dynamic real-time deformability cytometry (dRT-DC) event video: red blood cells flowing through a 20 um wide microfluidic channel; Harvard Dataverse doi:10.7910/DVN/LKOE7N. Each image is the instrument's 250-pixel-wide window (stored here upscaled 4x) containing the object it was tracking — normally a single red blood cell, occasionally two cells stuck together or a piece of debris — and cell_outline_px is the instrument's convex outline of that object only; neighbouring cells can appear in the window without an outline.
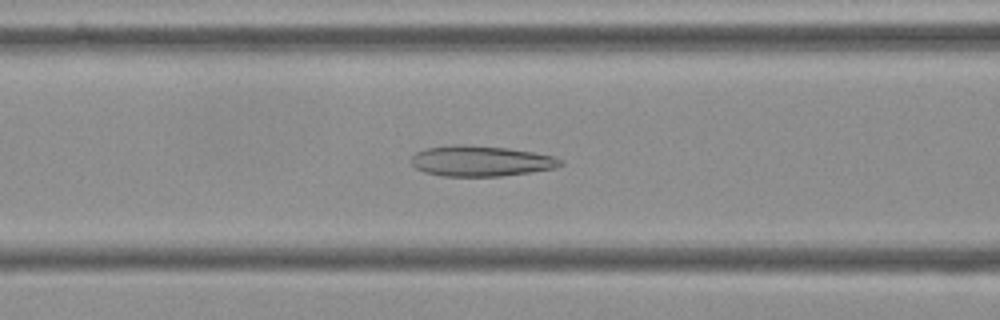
{"species": "Egyptian fruit bat (a non-hibernating species)", "species_latin": "Rousettus aegyptiacus", "temperature_condition": "cold", "stored_images_in_passage": 55, "camera_frame_rate_fps": 3000, "um_per_image_px": 0.085, "frame": {"image": 1, "passage_image": 22, "time_ms": 7.0, "image_size_px": [1000, 320], "cell_outline_px": [[564, 164], [556, 168], [500, 176], [444, 176], [424, 172], [416, 168], [408, 160], [416, 152], [424, 148], [452, 144], [464, 144], [508, 148], [556, 156], [564, 160]], "centroid_in_image_um": [40.86, 13.67], "position_along_channel_um": 125.7, "area_um2": 26.88}}
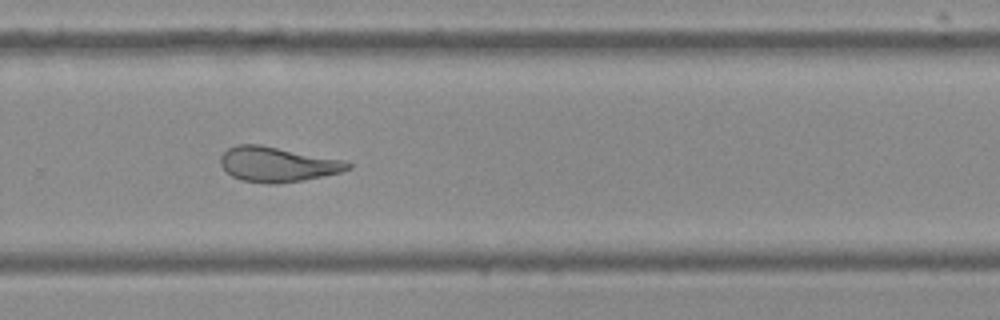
{"frame": {"image": 2, "passage_image": 37, "time_ms": 12.0, "image_size_px": [1000, 320], "cell_outline_px": [[352, 168], [340, 172], [300, 180], [276, 184], [264, 184], [240, 180], [232, 176], [220, 164], [220, 156], [228, 148], [236, 144], [260, 144], [344, 160], [352, 164]], "centroid_in_image_um": [23.55, 13.96], "position_along_channel_um": 306.3, "area_um2": 25.89}}
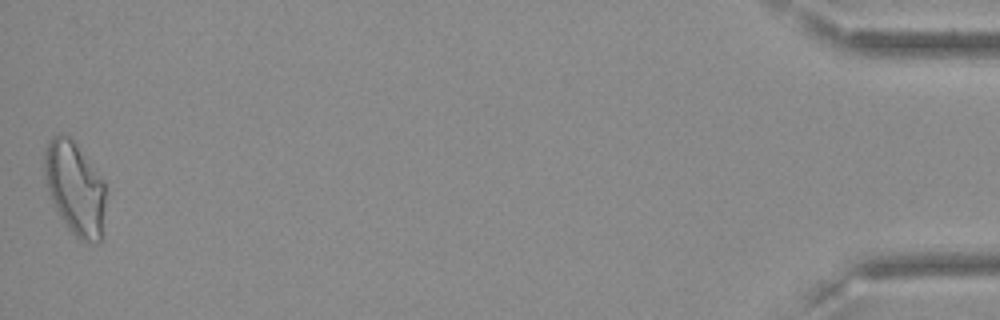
{"frame": {"image": 3, "passage_image": 55, "time_ms": 18.0, "image_size_px": [1000, 320], "cell_outline_px": [[104, 204], [100, 240], [96, 244], [80, 240], [64, 224], [44, 184], [44, 152], [48, 140], [52, 136], [60, 132], [68, 136], [72, 140], [104, 180]], "centroid_in_image_um": [6.32, 15.97], "position_along_channel_um": 428.9, "area_um2": 33.0}, "authors_computed_cell_mechanics": {"area_um2": 28.1486, "velocity_mm_per_s": 3.6147, "shape_relaxation_time_tau1_ms": null, "shape_relaxation_time_tau2_ms": 2.5987, "deformation_change_tau1": null, "deformation_change_tau2": 0.1119}}